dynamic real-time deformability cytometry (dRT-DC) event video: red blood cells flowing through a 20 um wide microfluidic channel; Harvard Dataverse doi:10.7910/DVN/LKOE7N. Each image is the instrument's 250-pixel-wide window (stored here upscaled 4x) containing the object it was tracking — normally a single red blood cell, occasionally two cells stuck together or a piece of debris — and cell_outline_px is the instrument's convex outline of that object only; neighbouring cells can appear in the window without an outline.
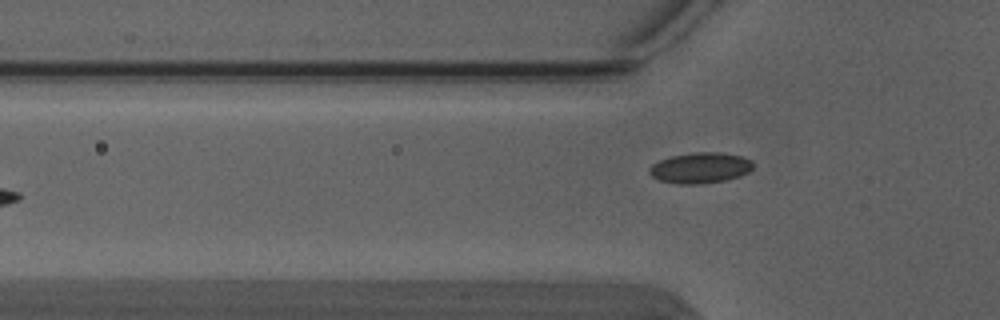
{"species": "Egyptian fruit bat (a non-hibernating species)", "species_latin": "Rousettus aegyptiacus", "temperature_condition": "warm", "stored_images_in_passage": 5, "camera_frame_rate_fps": 3000, "um_per_image_px": 0.085, "animal": {"sex": "male"}, "frame": {"image": 1, "passage_image": 5, "time_ms": 1.333, "image_size_px": [1000, 320], "cell_outline_px": [[752, 168], [748, 172], [740, 176], [724, 180], [696, 184], [680, 184], [660, 180], [652, 176], [648, 172], [648, 168], [652, 164], [660, 160], [672, 156], [692, 152], [724, 152], [740, 156], [752, 160]], "centroid_in_image_um": [59.51, 14.25], "position_along_channel_um": 66.3, "area_um2": 18.5}}